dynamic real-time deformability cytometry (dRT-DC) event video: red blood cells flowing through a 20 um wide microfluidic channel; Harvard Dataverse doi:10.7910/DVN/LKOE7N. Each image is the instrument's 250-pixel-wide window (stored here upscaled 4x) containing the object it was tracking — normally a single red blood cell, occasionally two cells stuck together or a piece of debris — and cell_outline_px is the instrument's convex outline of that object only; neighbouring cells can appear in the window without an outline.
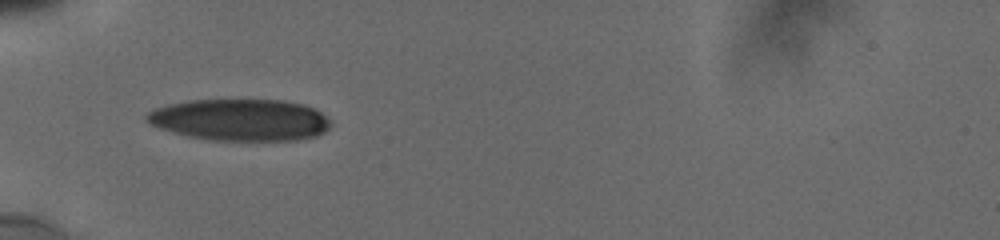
{"species": "human", "species_latin": "Homo sapiens", "temperature_condition": "cold", "stored_images_in_passage": 18, "camera_frame_rate_fps": 3000, "um_per_image_px": 0.085, "donor": {"sex": "male"}, "frame": {"image": 1, "passage_image": 1, "time_ms": 0.0, "image_size_px": [1000, 240], "cell_outline_px": [[332, 124], [324, 132], [316, 136], [296, 140], [212, 140], [188, 136], [160, 128], [144, 120], [144, 116], [148, 112], [156, 108], [168, 104], [188, 100], [280, 100], [300, 104], [312, 108], [320, 112], [332, 120]], "centroid_in_image_um": [20.41, 10.19], "position_along_channel_um": 64.6, "area_um2": 44.62}}
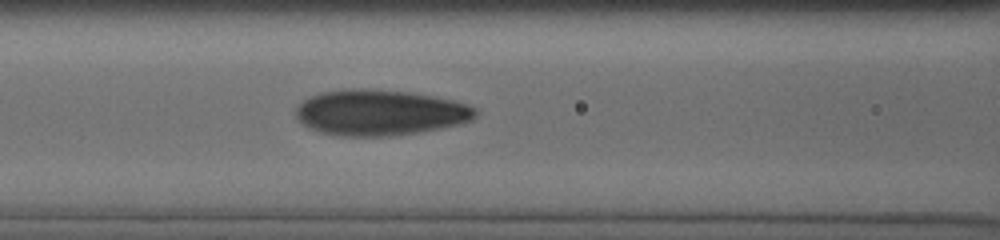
{"frame": {"image": 2, "passage_image": 11, "time_ms": 2.0, "image_size_px": [1000, 240], "cell_outline_px": [[476, 116], [472, 120], [460, 124], [440, 128], [392, 136], [340, 136], [320, 132], [308, 128], [296, 120], [296, 108], [308, 96], [320, 92], [404, 92], [432, 96], [452, 100], [476, 108]], "centroid_in_image_um": [32.28, 9.63], "position_along_channel_um": 134.3, "area_um2": 46.41}}
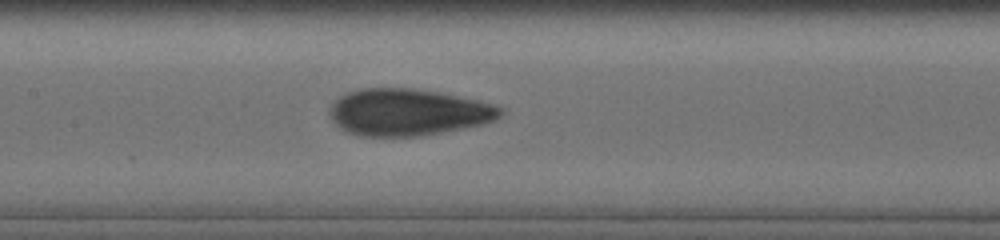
{"frame": {"image": 3, "passage_image": 15, "time_ms": 3.0, "image_size_px": [1000, 240], "cell_outline_px": [[504, 112], [496, 120], [480, 124], [440, 132], [412, 136], [360, 136], [344, 132], [332, 120], [328, 112], [332, 104], [340, 96], [348, 92], [360, 88], [412, 88], [440, 92], [476, 100], [492, 104], [504, 108]], "centroid_in_image_um": [34.64, 9.53], "position_along_channel_um": 172.8, "area_um2": 46.41}}